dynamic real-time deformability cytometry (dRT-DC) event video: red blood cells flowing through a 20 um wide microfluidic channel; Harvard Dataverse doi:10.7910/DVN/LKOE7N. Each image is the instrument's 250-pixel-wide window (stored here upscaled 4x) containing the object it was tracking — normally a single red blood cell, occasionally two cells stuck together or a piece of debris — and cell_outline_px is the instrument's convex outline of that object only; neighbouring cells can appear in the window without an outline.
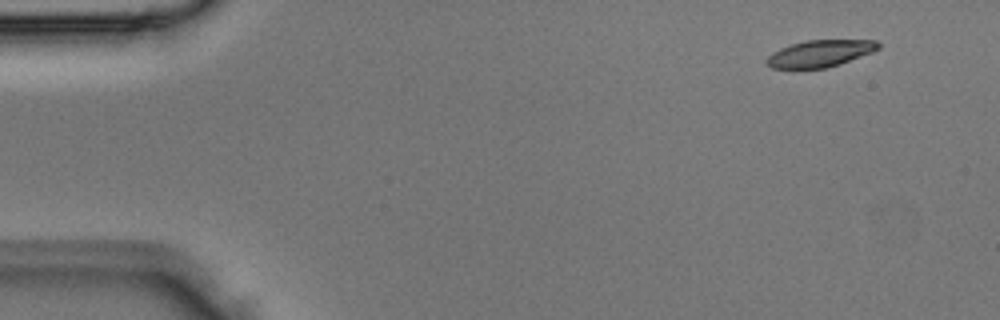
{"species": "Egyptian fruit bat (a non-hibernating species)", "species_latin": "Rousettus aegyptiacus", "temperature_condition": "room temperature", "stored_images_in_passage": 4, "camera_frame_rate_fps": 3000, "um_per_image_px": 0.085, "animal": {"sex": "male"}, "frame": {"image": 1, "passage_image": 1, "time_ms": 0.0, "image_size_px": [1000, 320], "cell_outline_px": [[880, 48], [872, 52], [824, 68], [772, 68], [764, 64], [764, 60], [772, 52], [780, 48], [792, 44], [808, 40], [876, 40], [880, 44]], "centroid_in_image_um": [69.64, 4.54], "position_along_channel_um": 15.4, "area_um2": 17.22}}